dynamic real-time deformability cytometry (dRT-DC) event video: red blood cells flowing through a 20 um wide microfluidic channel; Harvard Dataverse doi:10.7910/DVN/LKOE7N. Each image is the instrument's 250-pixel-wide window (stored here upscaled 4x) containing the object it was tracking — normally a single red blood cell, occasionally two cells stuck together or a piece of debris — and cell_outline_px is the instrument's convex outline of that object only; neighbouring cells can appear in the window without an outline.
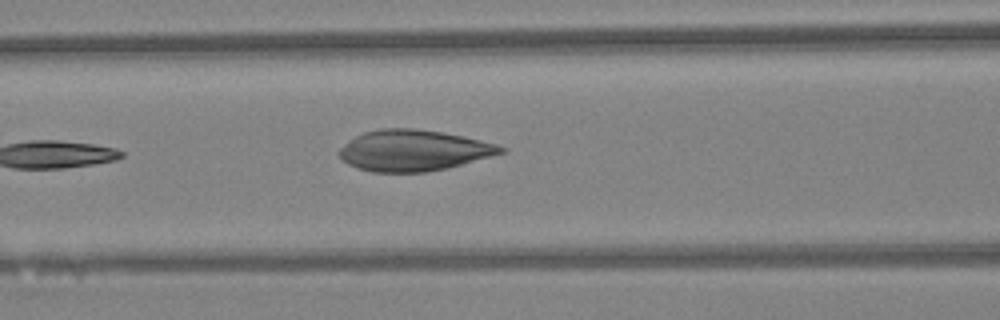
{"species": "Egyptian fruit bat (a non-hibernating species)", "species_latin": "Rousettus aegyptiacus", "temperature_condition": "warm", "stored_images_in_passage": 4, "camera_frame_rate_fps": 3000, "um_per_image_px": 0.085, "animal": {"sex": "female"}, "frame": {"image": 1, "passage_image": 4, "time_ms": 1.0, "image_size_px": [1000, 320], "cell_outline_px": [[508, 148], [504, 152], [460, 164], [444, 168], [424, 172], [372, 172], [356, 168], [348, 164], [336, 152], [340, 148], [356, 136], [364, 132], [380, 128], [416, 128], [464, 136], [496, 144]], "centroid_in_image_um": [35.11, 12.78], "position_along_channel_um": 131.5, "area_um2": 38.26}}